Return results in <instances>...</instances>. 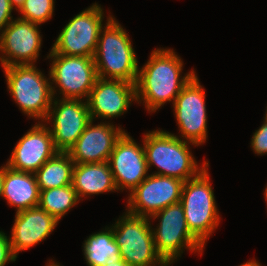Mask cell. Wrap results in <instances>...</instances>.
Instances as JSON below:
<instances>
[{"mask_svg":"<svg viewBox=\"0 0 267 266\" xmlns=\"http://www.w3.org/2000/svg\"><path fill=\"white\" fill-rule=\"evenodd\" d=\"M263 118L267 119V107Z\"/></svg>","mask_w":267,"mask_h":266,"instance_id":"obj_34","label":"cell"},{"mask_svg":"<svg viewBox=\"0 0 267 266\" xmlns=\"http://www.w3.org/2000/svg\"><path fill=\"white\" fill-rule=\"evenodd\" d=\"M14 217L9 237L13 254L16 257L19 252L26 251L46 240L59 223L39 207L16 212Z\"/></svg>","mask_w":267,"mask_h":266,"instance_id":"obj_18","label":"cell"},{"mask_svg":"<svg viewBox=\"0 0 267 266\" xmlns=\"http://www.w3.org/2000/svg\"><path fill=\"white\" fill-rule=\"evenodd\" d=\"M196 73L183 87L173 103V113L180 132L175 135L198 146L208 139L206 92Z\"/></svg>","mask_w":267,"mask_h":266,"instance_id":"obj_10","label":"cell"},{"mask_svg":"<svg viewBox=\"0 0 267 266\" xmlns=\"http://www.w3.org/2000/svg\"><path fill=\"white\" fill-rule=\"evenodd\" d=\"M190 145L198 147L160 128L144 133L143 147L148 170L154 166L157 171L152 172L153 174L174 177L184 182L196 177L209 165V161L205 159L199 165Z\"/></svg>","mask_w":267,"mask_h":266,"instance_id":"obj_2","label":"cell"},{"mask_svg":"<svg viewBox=\"0 0 267 266\" xmlns=\"http://www.w3.org/2000/svg\"><path fill=\"white\" fill-rule=\"evenodd\" d=\"M7 91L28 118L44 122L48 116L53 94L50 74L45 76L36 65L2 67Z\"/></svg>","mask_w":267,"mask_h":266,"instance_id":"obj_4","label":"cell"},{"mask_svg":"<svg viewBox=\"0 0 267 266\" xmlns=\"http://www.w3.org/2000/svg\"><path fill=\"white\" fill-rule=\"evenodd\" d=\"M72 185L79 201L92 195L118 192L108 161L75 164Z\"/></svg>","mask_w":267,"mask_h":266,"instance_id":"obj_19","label":"cell"},{"mask_svg":"<svg viewBox=\"0 0 267 266\" xmlns=\"http://www.w3.org/2000/svg\"><path fill=\"white\" fill-rule=\"evenodd\" d=\"M264 198H265V202H266V205H267V185H266V187L264 189Z\"/></svg>","mask_w":267,"mask_h":266,"instance_id":"obj_33","label":"cell"},{"mask_svg":"<svg viewBox=\"0 0 267 266\" xmlns=\"http://www.w3.org/2000/svg\"><path fill=\"white\" fill-rule=\"evenodd\" d=\"M80 201L73 185L40 190L38 207L60 221Z\"/></svg>","mask_w":267,"mask_h":266,"instance_id":"obj_23","label":"cell"},{"mask_svg":"<svg viewBox=\"0 0 267 266\" xmlns=\"http://www.w3.org/2000/svg\"><path fill=\"white\" fill-rule=\"evenodd\" d=\"M83 256L88 266H106L109 258L122 259L112 226L90 234L83 243Z\"/></svg>","mask_w":267,"mask_h":266,"instance_id":"obj_22","label":"cell"},{"mask_svg":"<svg viewBox=\"0 0 267 266\" xmlns=\"http://www.w3.org/2000/svg\"><path fill=\"white\" fill-rule=\"evenodd\" d=\"M250 147L258 156L267 154V119H263L262 125L252 135Z\"/></svg>","mask_w":267,"mask_h":266,"instance_id":"obj_25","label":"cell"},{"mask_svg":"<svg viewBox=\"0 0 267 266\" xmlns=\"http://www.w3.org/2000/svg\"><path fill=\"white\" fill-rule=\"evenodd\" d=\"M46 266H63L60 265L59 262H54L53 258L50 260H48V262L46 263Z\"/></svg>","mask_w":267,"mask_h":266,"instance_id":"obj_32","label":"cell"},{"mask_svg":"<svg viewBox=\"0 0 267 266\" xmlns=\"http://www.w3.org/2000/svg\"><path fill=\"white\" fill-rule=\"evenodd\" d=\"M91 120L76 143L68 150L75 164L100 163L109 161L116 141L126 131L113 122Z\"/></svg>","mask_w":267,"mask_h":266,"instance_id":"obj_17","label":"cell"},{"mask_svg":"<svg viewBox=\"0 0 267 266\" xmlns=\"http://www.w3.org/2000/svg\"><path fill=\"white\" fill-rule=\"evenodd\" d=\"M57 152L49 127L36 122L16 143L5 164L17 171L35 173Z\"/></svg>","mask_w":267,"mask_h":266,"instance_id":"obj_16","label":"cell"},{"mask_svg":"<svg viewBox=\"0 0 267 266\" xmlns=\"http://www.w3.org/2000/svg\"><path fill=\"white\" fill-rule=\"evenodd\" d=\"M104 22L93 57L97 77L135 83L139 61L129 34L111 12Z\"/></svg>","mask_w":267,"mask_h":266,"instance_id":"obj_3","label":"cell"},{"mask_svg":"<svg viewBox=\"0 0 267 266\" xmlns=\"http://www.w3.org/2000/svg\"><path fill=\"white\" fill-rule=\"evenodd\" d=\"M155 219L159 222L156 228L152 227L155 248L169 266L182 257L185 249L199 256L203 254L205 246L190 232L180 202L167 206L149 218L151 223Z\"/></svg>","mask_w":267,"mask_h":266,"instance_id":"obj_6","label":"cell"},{"mask_svg":"<svg viewBox=\"0 0 267 266\" xmlns=\"http://www.w3.org/2000/svg\"><path fill=\"white\" fill-rule=\"evenodd\" d=\"M134 102L135 83L100 77H97L87 99L91 120L101 119L110 123L112 119L124 115Z\"/></svg>","mask_w":267,"mask_h":266,"instance_id":"obj_15","label":"cell"},{"mask_svg":"<svg viewBox=\"0 0 267 266\" xmlns=\"http://www.w3.org/2000/svg\"><path fill=\"white\" fill-rule=\"evenodd\" d=\"M122 214L111 225L122 259L130 266H169L156 251L149 218Z\"/></svg>","mask_w":267,"mask_h":266,"instance_id":"obj_7","label":"cell"},{"mask_svg":"<svg viewBox=\"0 0 267 266\" xmlns=\"http://www.w3.org/2000/svg\"><path fill=\"white\" fill-rule=\"evenodd\" d=\"M17 257L13 254L10 237L0 230V266H5L9 262H15Z\"/></svg>","mask_w":267,"mask_h":266,"instance_id":"obj_26","label":"cell"},{"mask_svg":"<svg viewBox=\"0 0 267 266\" xmlns=\"http://www.w3.org/2000/svg\"><path fill=\"white\" fill-rule=\"evenodd\" d=\"M13 11L9 0H0V32L14 19Z\"/></svg>","mask_w":267,"mask_h":266,"instance_id":"obj_27","label":"cell"},{"mask_svg":"<svg viewBox=\"0 0 267 266\" xmlns=\"http://www.w3.org/2000/svg\"><path fill=\"white\" fill-rule=\"evenodd\" d=\"M74 165L68 152L58 151L35 172L39 189H52L72 184Z\"/></svg>","mask_w":267,"mask_h":266,"instance_id":"obj_21","label":"cell"},{"mask_svg":"<svg viewBox=\"0 0 267 266\" xmlns=\"http://www.w3.org/2000/svg\"><path fill=\"white\" fill-rule=\"evenodd\" d=\"M142 144H138L127 131L116 141L109 165L118 192L131 193L149 174Z\"/></svg>","mask_w":267,"mask_h":266,"instance_id":"obj_14","label":"cell"},{"mask_svg":"<svg viewBox=\"0 0 267 266\" xmlns=\"http://www.w3.org/2000/svg\"><path fill=\"white\" fill-rule=\"evenodd\" d=\"M45 59H51L48 72L53 98L87 101L97 79L94 58L48 53Z\"/></svg>","mask_w":267,"mask_h":266,"instance_id":"obj_8","label":"cell"},{"mask_svg":"<svg viewBox=\"0 0 267 266\" xmlns=\"http://www.w3.org/2000/svg\"><path fill=\"white\" fill-rule=\"evenodd\" d=\"M176 53L173 48H156L138 68L136 104H143L148 113L159 111L167 102L173 105L176 96L196 74L192 69L182 76L184 62Z\"/></svg>","mask_w":267,"mask_h":266,"instance_id":"obj_1","label":"cell"},{"mask_svg":"<svg viewBox=\"0 0 267 266\" xmlns=\"http://www.w3.org/2000/svg\"><path fill=\"white\" fill-rule=\"evenodd\" d=\"M39 24L14 18L0 32V65H36L43 36Z\"/></svg>","mask_w":267,"mask_h":266,"instance_id":"obj_11","label":"cell"},{"mask_svg":"<svg viewBox=\"0 0 267 266\" xmlns=\"http://www.w3.org/2000/svg\"><path fill=\"white\" fill-rule=\"evenodd\" d=\"M184 181L150 173L126 200V212L150 218L171 204L180 202Z\"/></svg>","mask_w":267,"mask_h":266,"instance_id":"obj_12","label":"cell"},{"mask_svg":"<svg viewBox=\"0 0 267 266\" xmlns=\"http://www.w3.org/2000/svg\"><path fill=\"white\" fill-rule=\"evenodd\" d=\"M54 8L55 0H24L18 18L41 25L51 20Z\"/></svg>","mask_w":267,"mask_h":266,"instance_id":"obj_24","label":"cell"},{"mask_svg":"<svg viewBox=\"0 0 267 266\" xmlns=\"http://www.w3.org/2000/svg\"><path fill=\"white\" fill-rule=\"evenodd\" d=\"M106 266H130L125 260L123 259H112L109 258L106 261Z\"/></svg>","mask_w":267,"mask_h":266,"instance_id":"obj_28","label":"cell"},{"mask_svg":"<svg viewBox=\"0 0 267 266\" xmlns=\"http://www.w3.org/2000/svg\"><path fill=\"white\" fill-rule=\"evenodd\" d=\"M238 266H262V264L260 262H258V260H256L255 258L248 260L247 262H244L241 265Z\"/></svg>","mask_w":267,"mask_h":266,"instance_id":"obj_31","label":"cell"},{"mask_svg":"<svg viewBox=\"0 0 267 266\" xmlns=\"http://www.w3.org/2000/svg\"><path fill=\"white\" fill-rule=\"evenodd\" d=\"M11 6L18 11L24 3V0H9Z\"/></svg>","mask_w":267,"mask_h":266,"instance_id":"obj_30","label":"cell"},{"mask_svg":"<svg viewBox=\"0 0 267 266\" xmlns=\"http://www.w3.org/2000/svg\"><path fill=\"white\" fill-rule=\"evenodd\" d=\"M90 121L87 101L53 98L44 123L51 131L55 148L58 151L68 152Z\"/></svg>","mask_w":267,"mask_h":266,"instance_id":"obj_13","label":"cell"},{"mask_svg":"<svg viewBox=\"0 0 267 266\" xmlns=\"http://www.w3.org/2000/svg\"><path fill=\"white\" fill-rule=\"evenodd\" d=\"M102 5L92 3L63 27L49 53L66 56L94 57L104 15Z\"/></svg>","mask_w":267,"mask_h":266,"instance_id":"obj_9","label":"cell"},{"mask_svg":"<svg viewBox=\"0 0 267 266\" xmlns=\"http://www.w3.org/2000/svg\"><path fill=\"white\" fill-rule=\"evenodd\" d=\"M40 189L35 173L17 171L4 164V198L16 212L38 207Z\"/></svg>","mask_w":267,"mask_h":266,"instance_id":"obj_20","label":"cell"},{"mask_svg":"<svg viewBox=\"0 0 267 266\" xmlns=\"http://www.w3.org/2000/svg\"><path fill=\"white\" fill-rule=\"evenodd\" d=\"M3 186H4V164L0 167V197L3 194Z\"/></svg>","mask_w":267,"mask_h":266,"instance_id":"obj_29","label":"cell"},{"mask_svg":"<svg viewBox=\"0 0 267 266\" xmlns=\"http://www.w3.org/2000/svg\"><path fill=\"white\" fill-rule=\"evenodd\" d=\"M208 167L184 182L180 199L190 232L204 246L221 221Z\"/></svg>","mask_w":267,"mask_h":266,"instance_id":"obj_5","label":"cell"}]
</instances>
